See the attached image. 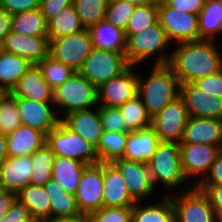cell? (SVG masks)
Listing matches in <instances>:
<instances>
[{"mask_svg":"<svg viewBox=\"0 0 222 222\" xmlns=\"http://www.w3.org/2000/svg\"><path fill=\"white\" fill-rule=\"evenodd\" d=\"M215 44L213 40L175 44L168 65L180 83H193L222 69V52Z\"/></svg>","mask_w":222,"mask_h":222,"instance_id":"6da1fadb","label":"cell"},{"mask_svg":"<svg viewBox=\"0 0 222 222\" xmlns=\"http://www.w3.org/2000/svg\"><path fill=\"white\" fill-rule=\"evenodd\" d=\"M146 78L138 74V91L148 114L154 117L167 104L180 97L181 83L166 65H153ZM145 79V80H144Z\"/></svg>","mask_w":222,"mask_h":222,"instance_id":"7a4b0ae2","label":"cell"},{"mask_svg":"<svg viewBox=\"0 0 222 222\" xmlns=\"http://www.w3.org/2000/svg\"><path fill=\"white\" fill-rule=\"evenodd\" d=\"M147 164L155 188L160 182L169 190L180 188V192L193 187L182 171L179 143L160 142Z\"/></svg>","mask_w":222,"mask_h":222,"instance_id":"3957f363","label":"cell"},{"mask_svg":"<svg viewBox=\"0 0 222 222\" xmlns=\"http://www.w3.org/2000/svg\"><path fill=\"white\" fill-rule=\"evenodd\" d=\"M170 41L159 21L140 33L133 34L127 39L126 59L129 65L138 66L148 58L154 57V65L169 63L171 53L165 51Z\"/></svg>","mask_w":222,"mask_h":222,"instance_id":"277c9868","label":"cell"},{"mask_svg":"<svg viewBox=\"0 0 222 222\" xmlns=\"http://www.w3.org/2000/svg\"><path fill=\"white\" fill-rule=\"evenodd\" d=\"M53 104L60 120L69 113L94 108L98 105L97 87L79 72H75L53 90ZM59 109L63 112L62 117Z\"/></svg>","mask_w":222,"mask_h":222,"instance_id":"5b68a950","label":"cell"},{"mask_svg":"<svg viewBox=\"0 0 222 222\" xmlns=\"http://www.w3.org/2000/svg\"><path fill=\"white\" fill-rule=\"evenodd\" d=\"M46 144L55 156L72 158L87 165L99 163L96 148L62 120L46 135Z\"/></svg>","mask_w":222,"mask_h":222,"instance_id":"8992f818","label":"cell"},{"mask_svg":"<svg viewBox=\"0 0 222 222\" xmlns=\"http://www.w3.org/2000/svg\"><path fill=\"white\" fill-rule=\"evenodd\" d=\"M129 66L124 53L93 48L78 72L98 88Z\"/></svg>","mask_w":222,"mask_h":222,"instance_id":"52a82bcc","label":"cell"},{"mask_svg":"<svg viewBox=\"0 0 222 222\" xmlns=\"http://www.w3.org/2000/svg\"><path fill=\"white\" fill-rule=\"evenodd\" d=\"M93 49L88 28L49 41V55L78 72Z\"/></svg>","mask_w":222,"mask_h":222,"instance_id":"ba28073f","label":"cell"},{"mask_svg":"<svg viewBox=\"0 0 222 222\" xmlns=\"http://www.w3.org/2000/svg\"><path fill=\"white\" fill-rule=\"evenodd\" d=\"M182 171L187 181L196 186L208 174L222 146L204 143H179ZM201 175V176H199ZM194 176V178H192ZM195 177H199L195 180Z\"/></svg>","mask_w":222,"mask_h":222,"instance_id":"9c48e42d","label":"cell"},{"mask_svg":"<svg viewBox=\"0 0 222 222\" xmlns=\"http://www.w3.org/2000/svg\"><path fill=\"white\" fill-rule=\"evenodd\" d=\"M158 21L164 28L170 42L199 41L198 15L180 12L158 1Z\"/></svg>","mask_w":222,"mask_h":222,"instance_id":"30bf717a","label":"cell"},{"mask_svg":"<svg viewBox=\"0 0 222 222\" xmlns=\"http://www.w3.org/2000/svg\"><path fill=\"white\" fill-rule=\"evenodd\" d=\"M177 193L170 195L175 210V222H215V211L200 189L193 186Z\"/></svg>","mask_w":222,"mask_h":222,"instance_id":"8fae6325","label":"cell"},{"mask_svg":"<svg viewBox=\"0 0 222 222\" xmlns=\"http://www.w3.org/2000/svg\"><path fill=\"white\" fill-rule=\"evenodd\" d=\"M188 118L184 101L178 97L152 117V126L160 142L181 143Z\"/></svg>","mask_w":222,"mask_h":222,"instance_id":"7c38bea8","label":"cell"},{"mask_svg":"<svg viewBox=\"0 0 222 222\" xmlns=\"http://www.w3.org/2000/svg\"><path fill=\"white\" fill-rule=\"evenodd\" d=\"M103 163L87 165L75 194L80 213L89 215L103 207Z\"/></svg>","mask_w":222,"mask_h":222,"instance_id":"4fadbf2b","label":"cell"},{"mask_svg":"<svg viewBox=\"0 0 222 222\" xmlns=\"http://www.w3.org/2000/svg\"><path fill=\"white\" fill-rule=\"evenodd\" d=\"M130 65L120 75L97 88L98 106L119 108L138 91V74Z\"/></svg>","mask_w":222,"mask_h":222,"instance_id":"5bb4252c","label":"cell"},{"mask_svg":"<svg viewBox=\"0 0 222 222\" xmlns=\"http://www.w3.org/2000/svg\"><path fill=\"white\" fill-rule=\"evenodd\" d=\"M22 125L43 132L47 135L55 128L60 118L53 102H38L22 97H15Z\"/></svg>","mask_w":222,"mask_h":222,"instance_id":"9a60e30c","label":"cell"},{"mask_svg":"<svg viewBox=\"0 0 222 222\" xmlns=\"http://www.w3.org/2000/svg\"><path fill=\"white\" fill-rule=\"evenodd\" d=\"M112 163L122 173L128 192L136 202H143L147 197L150 198L155 195L156 189L151 179L148 164L124 158L116 159Z\"/></svg>","mask_w":222,"mask_h":222,"instance_id":"2e32d148","label":"cell"},{"mask_svg":"<svg viewBox=\"0 0 222 222\" xmlns=\"http://www.w3.org/2000/svg\"><path fill=\"white\" fill-rule=\"evenodd\" d=\"M180 97L189 116L222 120V98L209 95L193 83H181Z\"/></svg>","mask_w":222,"mask_h":222,"instance_id":"e0dca14e","label":"cell"},{"mask_svg":"<svg viewBox=\"0 0 222 222\" xmlns=\"http://www.w3.org/2000/svg\"><path fill=\"white\" fill-rule=\"evenodd\" d=\"M1 49L37 65L49 55V40L48 36L23 35L10 31Z\"/></svg>","mask_w":222,"mask_h":222,"instance_id":"ac0fdd59","label":"cell"},{"mask_svg":"<svg viewBox=\"0 0 222 222\" xmlns=\"http://www.w3.org/2000/svg\"><path fill=\"white\" fill-rule=\"evenodd\" d=\"M103 185L104 207H129L136 203L122 173L113 163H103Z\"/></svg>","mask_w":222,"mask_h":222,"instance_id":"d6986e66","label":"cell"},{"mask_svg":"<svg viewBox=\"0 0 222 222\" xmlns=\"http://www.w3.org/2000/svg\"><path fill=\"white\" fill-rule=\"evenodd\" d=\"M159 143V137L152 125L130 131L122 158L147 164Z\"/></svg>","mask_w":222,"mask_h":222,"instance_id":"ffe728a7","label":"cell"},{"mask_svg":"<svg viewBox=\"0 0 222 222\" xmlns=\"http://www.w3.org/2000/svg\"><path fill=\"white\" fill-rule=\"evenodd\" d=\"M62 121L74 132L97 148L103 127L99 115V106L67 114Z\"/></svg>","mask_w":222,"mask_h":222,"instance_id":"44dd1931","label":"cell"},{"mask_svg":"<svg viewBox=\"0 0 222 222\" xmlns=\"http://www.w3.org/2000/svg\"><path fill=\"white\" fill-rule=\"evenodd\" d=\"M181 143L222 146V120L189 116Z\"/></svg>","mask_w":222,"mask_h":222,"instance_id":"7402d4cb","label":"cell"},{"mask_svg":"<svg viewBox=\"0 0 222 222\" xmlns=\"http://www.w3.org/2000/svg\"><path fill=\"white\" fill-rule=\"evenodd\" d=\"M31 156L8 157L0 166V187L17 194L30 183Z\"/></svg>","mask_w":222,"mask_h":222,"instance_id":"603a6c76","label":"cell"},{"mask_svg":"<svg viewBox=\"0 0 222 222\" xmlns=\"http://www.w3.org/2000/svg\"><path fill=\"white\" fill-rule=\"evenodd\" d=\"M14 97H22L38 102H53V90L44 80L37 65H33L10 92Z\"/></svg>","mask_w":222,"mask_h":222,"instance_id":"cb8c5ba5","label":"cell"},{"mask_svg":"<svg viewBox=\"0 0 222 222\" xmlns=\"http://www.w3.org/2000/svg\"><path fill=\"white\" fill-rule=\"evenodd\" d=\"M8 157L31 156L46 144V135L29 126L20 125L6 135Z\"/></svg>","mask_w":222,"mask_h":222,"instance_id":"d4e9b609","label":"cell"},{"mask_svg":"<svg viewBox=\"0 0 222 222\" xmlns=\"http://www.w3.org/2000/svg\"><path fill=\"white\" fill-rule=\"evenodd\" d=\"M93 48L126 53L127 38L125 31L111 24L110 22L101 20L88 28Z\"/></svg>","mask_w":222,"mask_h":222,"instance_id":"484cf974","label":"cell"},{"mask_svg":"<svg viewBox=\"0 0 222 222\" xmlns=\"http://www.w3.org/2000/svg\"><path fill=\"white\" fill-rule=\"evenodd\" d=\"M33 65L24 57L0 49V88L10 93Z\"/></svg>","mask_w":222,"mask_h":222,"instance_id":"4316f807","label":"cell"},{"mask_svg":"<svg viewBox=\"0 0 222 222\" xmlns=\"http://www.w3.org/2000/svg\"><path fill=\"white\" fill-rule=\"evenodd\" d=\"M141 205L142 201H139L132 206L131 222H175V210L170 194L163 195L153 205Z\"/></svg>","mask_w":222,"mask_h":222,"instance_id":"83f0119b","label":"cell"},{"mask_svg":"<svg viewBox=\"0 0 222 222\" xmlns=\"http://www.w3.org/2000/svg\"><path fill=\"white\" fill-rule=\"evenodd\" d=\"M86 166L87 164L72 158L55 156L52 178L59 182L66 192L75 195Z\"/></svg>","mask_w":222,"mask_h":222,"instance_id":"f1b7e54d","label":"cell"},{"mask_svg":"<svg viewBox=\"0 0 222 222\" xmlns=\"http://www.w3.org/2000/svg\"><path fill=\"white\" fill-rule=\"evenodd\" d=\"M16 198L28 207L35 222L51 217L50 197L44 186L28 184L16 194Z\"/></svg>","mask_w":222,"mask_h":222,"instance_id":"f546056e","label":"cell"},{"mask_svg":"<svg viewBox=\"0 0 222 222\" xmlns=\"http://www.w3.org/2000/svg\"><path fill=\"white\" fill-rule=\"evenodd\" d=\"M49 195L51 217H66L80 214L75 195L66 192L59 182L51 178L44 185Z\"/></svg>","mask_w":222,"mask_h":222,"instance_id":"4dcf8cb0","label":"cell"},{"mask_svg":"<svg viewBox=\"0 0 222 222\" xmlns=\"http://www.w3.org/2000/svg\"><path fill=\"white\" fill-rule=\"evenodd\" d=\"M200 40L215 41L222 33L221 0H206L202 11L198 14Z\"/></svg>","mask_w":222,"mask_h":222,"instance_id":"1f68e13d","label":"cell"},{"mask_svg":"<svg viewBox=\"0 0 222 222\" xmlns=\"http://www.w3.org/2000/svg\"><path fill=\"white\" fill-rule=\"evenodd\" d=\"M11 31L23 35L48 36V25L39 8L11 15Z\"/></svg>","mask_w":222,"mask_h":222,"instance_id":"d6a6232c","label":"cell"},{"mask_svg":"<svg viewBox=\"0 0 222 222\" xmlns=\"http://www.w3.org/2000/svg\"><path fill=\"white\" fill-rule=\"evenodd\" d=\"M47 25L49 41L75 34L85 29L80 22L74 4L61 10L55 17L47 22Z\"/></svg>","mask_w":222,"mask_h":222,"instance_id":"836d02e7","label":"cell"},{"mask_svg":"<svg viewBox=\"0 0 222 222\" xmlns=\"http://www.w3.org/2000/svg\"><path fill=\"white\" fill-rule=\"evenodd\" d=\"M128 132L103 130L100 142L96 148L99 163H112L122 158L126 148Z\"/></svg>","mask_w":222,"mask_h":222,"instance_id":"e575fe53","label":"cell"},{"mask_svg":"<svg viewBox=\"0 0 222 222\" xmlns=\"http://www.w3.org/2000/svg\"><path fill=\"white\" fill-rule=\"evenodd\" d=\"M54 158L55 154L47 144L31 155L33 169L29 184L44 186L52 178Z\"/></svg>","mask_w":222,"mask_h":222,"instance_id":"d590c367","label":"cell"},{"mask_svg":"<svg viewBox=\"0 0 222 222\" xmlns=\"http://www.w3.org/2000/svg\"><path fill=\"white\" fill-rule=\"evenodd\" d=\"M119 110L131 131L152 125V117L148 114L138 94L122 104Z\"/></svg>","mask_w":222,"mask_h":222,"instance_id":"8d00e7d4","label":"cell"},{"mask_svg":"<svg viewBox=\"0 0 222 222\" xmlns=\"http://www.w3.org/2000/svg\"><path fill=\"white\" fill-rule=\"evenodd\" d=\"M109 0H73L77 15L84 28L105 19Z\"/></svg>","mask_w":222,"mask_h":222,"instance_id":"74e56055","label":"cell"},{"mask_svg":"<svg viewBox=\"0 0 222 222\" xmlns=\"http://www.w3.org/2000/svg\"><path fill=\"white\" fill-rule=\"evenodd\" d=\"M37 66L41 70L44 80L52 90L59 87L75 73L71 67L65 66L50 55L38 63Z\"/></svg>","mask_w":222,"mask_h":222,"instance_id":"f35d334b","label":"cell"},{"mask_svg":"<svg viewBox=\"0 0 222 222\" xmlns=\"http://www.w3.org/2000/svg\"><path fill=\"white\" fill-rule=\"evenodd\" d=\"M22 124L16 98L5 92L0 98V133L8 135Z\"/></svg>","mask_w":222,"mask_h":222,"instance_id":"ab89813d","label":"cell"},{"mask_svg":"<svg viewBox=\"0 0 222 222\" xmlns=\"http://www.w3.org/2000/svg\"><path fill=\"white\" fill-rule=\"evenodd\" d=\"M157 21L158 5L136 6L125 29L126 38L128 39L131 35L140 33Z\"/></svg>","mask_w":222,"mask_h":222,"instance_id":"60d3db41","label":"cell"},{"mask_svg":"<svg viewBox=\"0 0 222 222\" xmlns=\"http://www.w3.org/2000/svg\"><path fill=\"white\" fill-rule=\"evenodd\" d=\"M135 7L134 4L125 1L109 0L105 20L125 31Z\"/></svg>","mask_w":222,"mask_h":222,"instance_id":"b9f144b4","label":"cell"},{"mask_svg":"<svg viewBox=\"0 0 222 222\" xmlns=\"http://www.w3.org/2000/svg\"><path fill=\"white\" fill-rule=\"evenodd\" d=\"M132 206L102 207L88 215V222H131Z\"/></svg>","mask_w":222,"mask_h":222,"instance_id":"7bdbcfd3","label":"cell"},{"mask_svg":"<svg viewBox=\"0 0 222 222\" xmlns=\"http://www.w3.org/2000/svg\"><path fill=\"white\" fill-rule=\"evenodd\" d=\"M99 115L103 130L117 132L131 131L127 127L119 108L99 106Z\"/></svg>","mask_w":222,"mask_h":222,"instance_id":"ee69618b","label":"cell"},{"mask_svg":"<svg viewBox=\"0 0 222 222\" xmlns=\"http://www.w3.org/2000/svg\"><path fill=\"white\" fill-rule=\"evenodd\" d=\"M193 84L209 95L222 98V69L214 74L195 80Z\"/></svg>","mask_w":222,"mask_h":222,"instance_id":"f6af8a7d","label":"cell"},{"mask_svg":"<svg viewBox=\"0 0 222 222\" xmlns=\"http://www.w3.org/2000/svg\"><path fill=\"white\" fill-rule=\"evenodd\" d=\"M0 222H35L29 213L28 207L17 198L11 203L9 210L2 216Z\"/></svg>","mask_w":222,"mask_h":222,"instance_id":"bcb514c9","label":"cell"},{"mask_svg":"<svg viewBox=\"0 0 222 222\" xmlns=\"http://www.w3.org/2000/svg\"><path fill=\"white\" fill-rule=\"evenodd\" d=\"M41 0H0V8L10 15L40 8Z\"/></svg>","mask_w":222,"mask_h":222,"instance_id":"7dc6e473","label":"cell"},{"mask_svg":"<svg viewBox=\"0 0 222 222\" xmlns=\"http://www.w3.org/2000/svg\"><path fill=\"white\" fill-rule=\"evenodd\" d=\"M167 6L174 8L180 12L198 15L206 0H162Z\"/></svg>","mask_w":222,"mask_h":222,"instance_id":"c3c4849f","label":"cell"},{"mask_svg":"<svg viewBox=\"0 0 222 222\" xmlns=\"http://www.w3.org/2000/svg\"><path fill=\"white\" fill-rule=\"evenodd\" d=\"M73 4V0H41L40 9L48 22L55 17L61 10Z\"/></svg>","mask_w":222,"mask_h":222,"instance_id":"681fc988","label":"cell"},{"mask_svg":"<svg viewBox=\"0 0 222 222\" xmlns=\"http://www.w3.org/2000/svg\"><path fill=\"white\" fill-rule=\"evenodd\" d=\"M207 197L214 211H222V184L196 185Z\"/></svg>","mask_w":222,"mask_h":222,"instance_id":"f907efd6","label":"cell"},{"mask_svg":"<svg viewBox=\"0 0 222 222\" xmlns=\"http://www.w3.org/2000/svg\"><path fill=\"white\" fill-rule=\"evenodd\" d=\"M222 184V151L212 163L208 174L197 185H220Z\"/></svg>","mask_w":222,"mask_h":222,"instance_id":"816d5d0a","label":"cell"},{"mask_svg":"<svg viewBox=\"0 0 222 222\" xmlns=\"http://www.w3.org/2000/svg\"><path fill=\"white\" fill-rule=\"evenodd\" d=\"M11 31V15L4 9L0 8V49L4 44V40Z\"/></svg>","mask_w":222,"mask_h":222,"instance_id":"f5cc1de1","label":"cell"},{"mask_svg":"<svg viewBox=\"0 0 222 222\" xmlns=\"http://www.w3.org/2000/svg\"><path fill=\"white\" fill-rule=\"evenodd\" d=\"M16 194L0 187V219L7 213Z\"/></svg>","mask_w":222,"mask_h":222,"instance_id":"db71d44e","label":"cell"},{"mask_svg":"<svg viewBox=\"0 0 222 222\" xmlns=\"http://www.w3.org/2000/svg\"><path fill=\"white\" fill-rule=\"evenodd\" d=\"M39 222H88V215L80 213L66 217H49Z\"/></svg>","mask_w":222,"mask_h":222,"instance_id":"11a10c76","label":"cell"},{"mask_svg":"<svg viewBox=\"0 0 222 222\" xmlns=\"http://www.w3.org/2000/svg\"><path fill=\"white\" fill-rule=\"evenodd\" d=\"M6 135L0 133V166L8 158Z\"/></svg>","mask_w":222,"mask_h":222,"instance_id":"9f6ffc18","label":"cell"},{"mask_svg":"<svg viewBox=\"0 0 222 222\" xmlns=\"http://www.w3.org/2000/svg\"><path fill=\"white\" fill-rule=\"evenodd\" d=\"M118 1H125L128 3H132L135 6H141V5H158L159 0H118Z\"/></svg>","mask_w":222,"mask_h":222,"instance_id":"6f0895ef","label":"cell"},{"mask_svg":"<svg viewBox=\"0 0 222 222\" xmlns=\"http://www.w3.org/2000/svg\"><path fill=\"white\" fill-rule=\"evenodd\" d=\"M215 222H222V211H215Z\"/></svg>","mask_w":222,"mask_h":222,"instance_id":"680465c9","label":"cell"},{"mask_svg":"<svg viewBox=\"0 0 222 222\" xmlns=\"http://www.w3.org/2000/svg\"><path fill=\"white\" fill-rule=\"evenodd\" d=\"M5 92L0 88V98L3 96Z\"/></svg>","mask_w":222,"mask_h":222,"instance_id":"91938a15","label":"cell"}]
</instances>
